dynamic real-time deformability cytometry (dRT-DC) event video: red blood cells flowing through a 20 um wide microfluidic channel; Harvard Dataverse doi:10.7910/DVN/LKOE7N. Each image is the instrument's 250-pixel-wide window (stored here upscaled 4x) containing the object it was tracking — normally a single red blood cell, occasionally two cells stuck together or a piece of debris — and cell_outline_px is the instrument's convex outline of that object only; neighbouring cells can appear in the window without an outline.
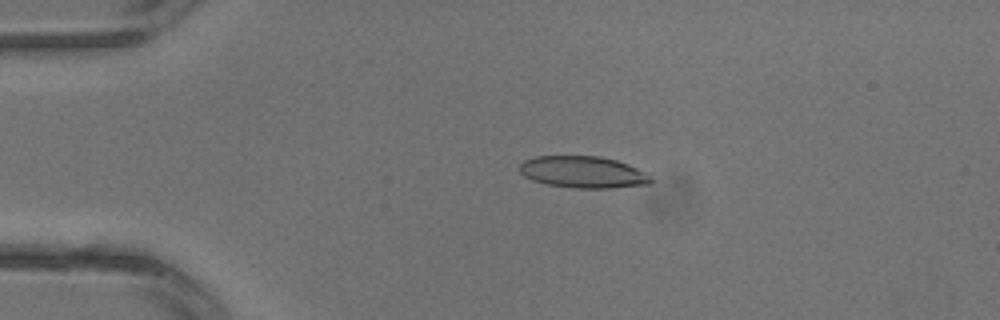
{"species": "common noctule bat (a hibernating species)", "species_latin": "Nyctalus noctula", "temperature_condition": "warm", "stored_images_in_passage": 1, "camera_frame_rate_fps": 3000, "um_per_image_px": 0.085, "animal": {"sex": "male", "body_mass_g": 13.3}, "frame": {"image": 1, "passage_image": 1, "time_ms": 0.0, "image_size_px": [1000, 320], "cell_outline_px": [[656, 180], [652, 184], [612, 188], [572, 188], [544, 184], [532, 180], [524, 176], [520, 172], [520, 164], [524, 160], [536, 156], [600, 156], [616, 160], [628, 164], [644, 172]], "centroid_in_image_um": [49.58, 14.64], "position_along_channel_um": 35.4, "area_um2": 24.57}}